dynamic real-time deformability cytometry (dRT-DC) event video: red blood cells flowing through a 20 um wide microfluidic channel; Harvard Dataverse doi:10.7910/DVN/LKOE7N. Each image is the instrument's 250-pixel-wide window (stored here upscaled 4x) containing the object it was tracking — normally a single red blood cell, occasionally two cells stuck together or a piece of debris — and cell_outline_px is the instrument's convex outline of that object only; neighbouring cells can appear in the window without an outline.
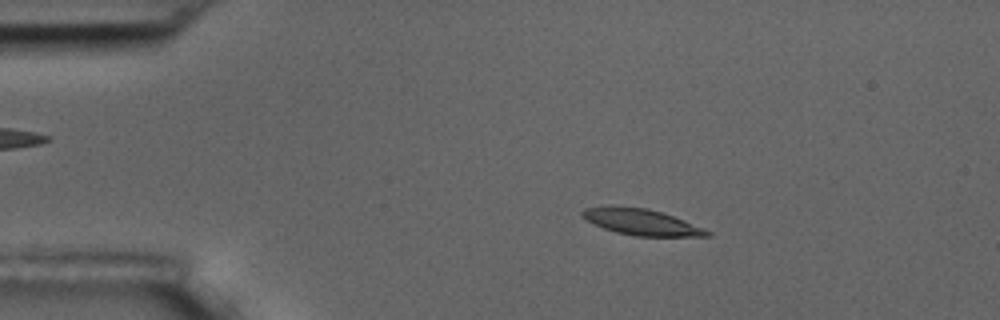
{"species": "common noctule bat (a hibernating species)", "species_latin": "Nyctalus noctula", "temperature_condition": "room temperature", "stored_images_in_passage": 56, "camera_frame_rate_fps": 3000, "um_per_image_px": 0.085, "animal": {"sex": "male", "body_mass_g": 17.5, "forearm_length_mm": 52.3}, "frame": {"image": 1, "passage_image": 10, "time_ms": 3.0, "image_size_px": [1000, 320], "cell_outline_px": [[712, 236], [636, 236], [616, 232], [604, 228], [580, 216], [580, 212], [584, 208], [648, 208], [672, 216], [712, 232]], "centroid_in_image_um": [54.55, 18.91], "position_along_channel_um": 30.4, "area_um2": 18.09}}
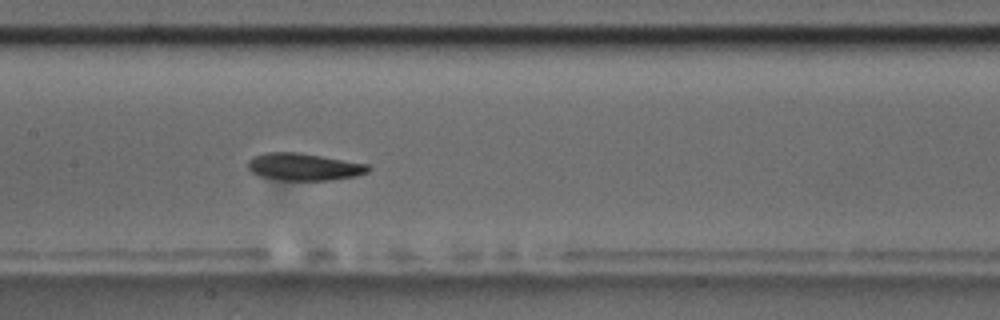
{"frame": {"image": 2, "passage_image": 27, "time_ms": 8.667, "image_size_px": [1000, 320], "cell_outline_px": [[372, 168], [368, 172], [356, 176], [328, 180], [280, 180], [260, 176], [252, 172], [248, 168], [248, 160], [252, 156], [264, 152], [300, 152], [368, 164]], "centroid_in_image_um": [25.82, 14.17], "position_along_channel_um": 181.6, "area_um2": 19.25}}
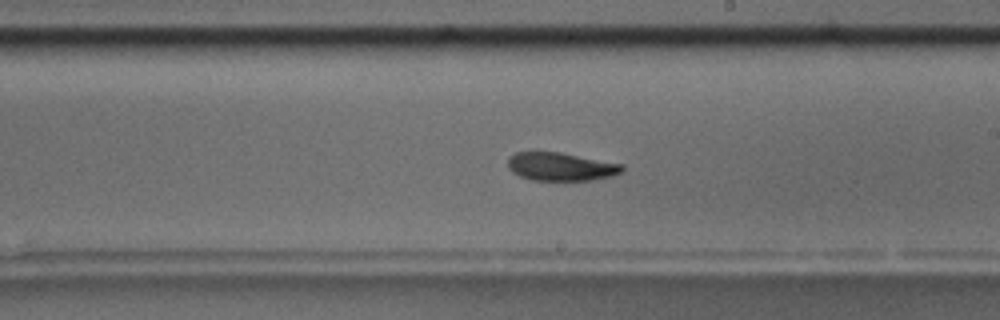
{"frame": {"image": 3, "passage_image": 32, "time_ms": 10.333, "image_size_px": [1000, 320], "cell_outline_px": [[624, 168], [620, 172], [612, 176], [592, 180], [532, 180], [520, 176], [512, 172], [508, 168], [508, 160], [516, 152], [560, 152], [624, 164]], "centroid_in_image_um": [47.69, 14.16], "position_along_channel_um": 241.3, "area_um2": 18.73}, "authors_computed_cell_mechanics": {"area_um2": 19.2763, "velocity_mm_per_s": 3.6048, "shape_relaxation_time_tau1_ms": 4.4541, "shape_relaxation_time_tau2_ms": 6.9389, "deformation_change_tau1": 0.1326, "deformation_change_tau2": 0.1274}}